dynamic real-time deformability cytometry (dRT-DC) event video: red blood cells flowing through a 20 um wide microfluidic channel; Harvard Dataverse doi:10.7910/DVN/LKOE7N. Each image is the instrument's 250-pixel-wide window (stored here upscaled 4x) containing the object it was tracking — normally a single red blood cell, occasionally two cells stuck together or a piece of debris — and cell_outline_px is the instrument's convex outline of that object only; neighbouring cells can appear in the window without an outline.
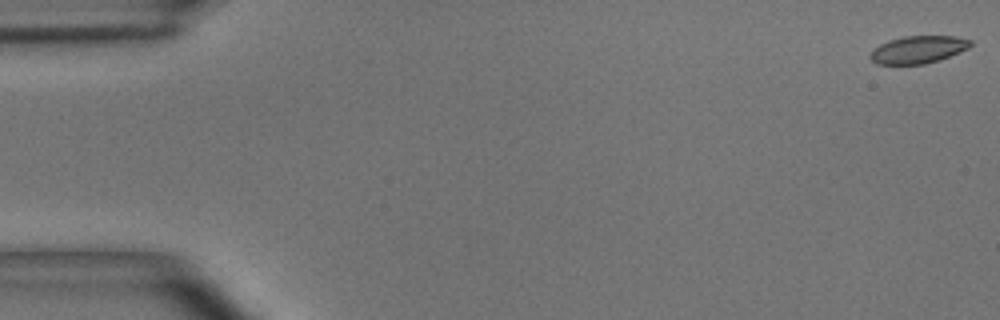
{"species": "common noctule bat (a hibernating species)", "species_latin": "Nyctalus noctula", "temperature_condition": "room temperature", "stored_images_in_passage": 55, "camera_frame_rate_fps": 3000, "um_per_image_px": 0.085, "animal": {"sex": "male", "body_mass_g": 15.6}, "frame": {"image": 1, "passage_image": 1, "time_ms": 0.0, "image_size_px": [1000, 320], "cell_outline_px": [[972, 44], [968, 48], [960, 52], [940, 60], [924, 64], [876, 64], [868, 56], [880, 44], [888, 40], [904, 36], [956, 36], [972, 40]], "centroid_in_image_um": [78.07, 4.21], "position_along_channel_um": 6.9, "area_um2": 16.07}}
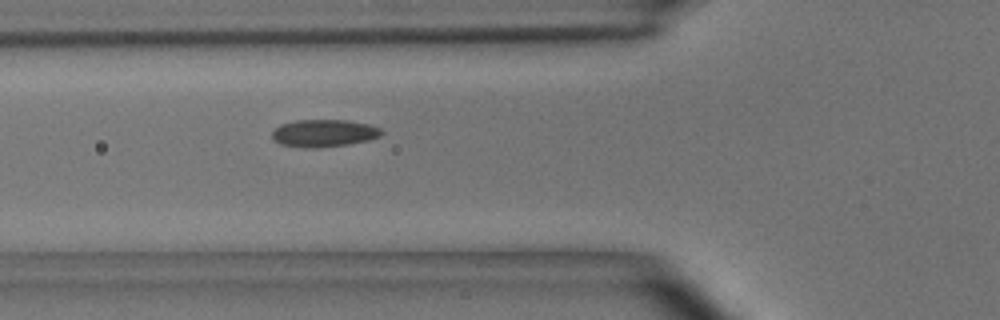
{"frame": {"image": 2, "passage_image": 20, "time_ms": 6.333, "image_size_px": [1000, 320], "cell_outline_px": [[384, 132], [380, 136], [368, 140], [348, 144], [316, 148], [304, 148], [280, 144], [272, 140], [272, 132], [280, 124], [296, 120], [348, 120], [368, 124], [380, 128]], "centroid_in_image_um": [27.51, 11.32], "position_along_channel_um": 98.3, "area_um2": 17.57}}
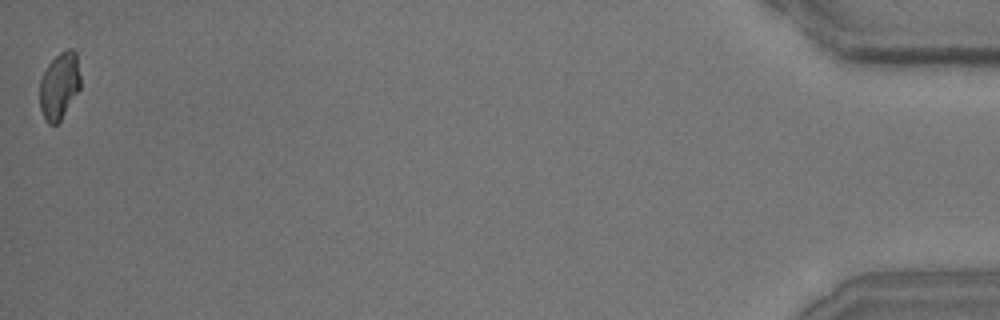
{"frame": {"image": 3, "passage_image": 55, "time_ms": 18.0, "image_size_px": [1000, 320], "cell_outline_px": [[80, 88], [60, 120], [56, 124], [48, 124], [44, 120], [40, 108], [40, 80], [48, 64], [60, 52], [68, 48], [72, 48], [76, 52], [80, 76]], "centroid_in_image_um": [5.04, 7.28], "position_along_channel_um": 430.2, "area_um2": 15.78}, "authors_computed_cell_mechanics": {"area_um2": 16.8776, "velocity_mm_per_s": 3.6313, "shape_relaxation_time_tau1_ms": 6.566, "shape_relaxation_time_tau2_ms": 1.8296, "deformation_change_tau1": 0.1349, "deformation_change_tau2": 0.0788}}